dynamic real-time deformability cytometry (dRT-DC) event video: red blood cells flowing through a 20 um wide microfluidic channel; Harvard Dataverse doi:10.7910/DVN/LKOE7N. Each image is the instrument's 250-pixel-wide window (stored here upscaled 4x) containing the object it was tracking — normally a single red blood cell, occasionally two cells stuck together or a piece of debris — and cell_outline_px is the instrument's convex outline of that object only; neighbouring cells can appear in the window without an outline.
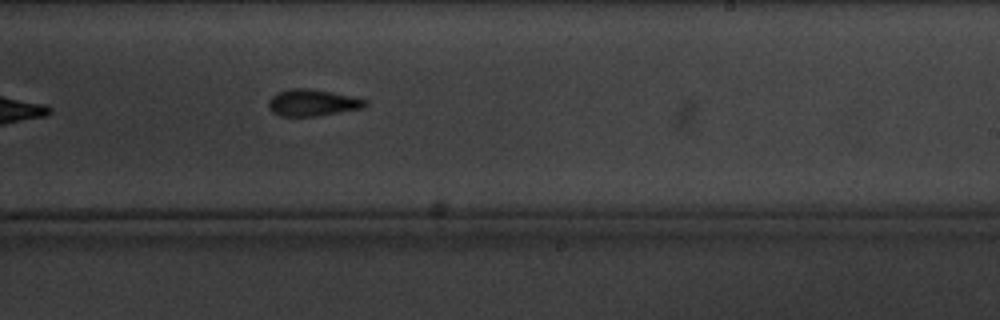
{"species": "common noctule bat (a hibernating species)", "species_latin": "Nyctalus noctula", "temperature_condition": "cold", "stored_images_in_passage": 9, "camera_frame_rate_fps": 3000, "um_per_image_px": 0.085, "animal": {"sex": "male", "body_mass_g": 20.1, "forearm_length_mm": 53.5}, "frame": {"image": 1, "passage_image": 9, "time_ms": 11.0, "image_size_px": [1000, 320], "cell_outline_px": [[368, 104], [364, 108], [316, 116], [280, 116], [272, 112], [268, 108], [268, 100], [272, 96], [280, 92], [292, 88], [308, 88], [332, 92], [352, 96], [368, 100]], "centroid_in_image_um": [26.58, 8.73], "position_along_channel_um": 262.4, "area_um2": 15.09}}